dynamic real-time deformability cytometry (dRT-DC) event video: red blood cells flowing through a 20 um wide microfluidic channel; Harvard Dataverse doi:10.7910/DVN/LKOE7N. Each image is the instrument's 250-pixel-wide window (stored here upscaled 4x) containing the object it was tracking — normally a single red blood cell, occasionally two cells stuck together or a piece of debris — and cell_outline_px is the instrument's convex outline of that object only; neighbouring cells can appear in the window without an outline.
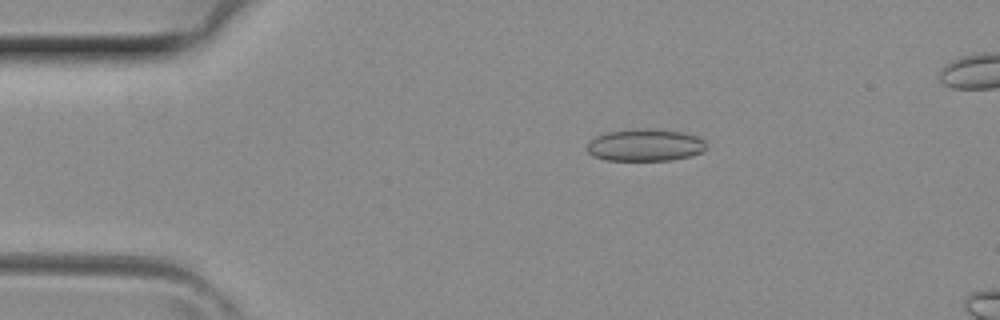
{"species": "common noctule bat (a hibernating species)", "species_latin": "Nyctalus noctula", "temperature_condition": "room temperature", "stored_images_in_passage": 4, "camera_frame_rate_fps": 3000, "um_per_image_px": 0.085, "animal": {"sex": "female", "body_mass_g": 29.2, "forearm_length_mm": 56.3}, "frame": {"image": 1, "passage_image": 2, "time_ms": 0.333, "image_size_px": [1000, 320], "cell_outline_px": [[708, 148], [700, 152], [688, 156], [672, 160], [604, 160], [592, 156], [588, 152], [588, 140], [596, 136], [608, 132], [648, 128], [680, 132], [696, 136], [704, 140], [708, 144]], "centroid_in_image_um": [54.83, 12.34], "position_along_channel_um": 30.2, "area_um2": 22.25}}